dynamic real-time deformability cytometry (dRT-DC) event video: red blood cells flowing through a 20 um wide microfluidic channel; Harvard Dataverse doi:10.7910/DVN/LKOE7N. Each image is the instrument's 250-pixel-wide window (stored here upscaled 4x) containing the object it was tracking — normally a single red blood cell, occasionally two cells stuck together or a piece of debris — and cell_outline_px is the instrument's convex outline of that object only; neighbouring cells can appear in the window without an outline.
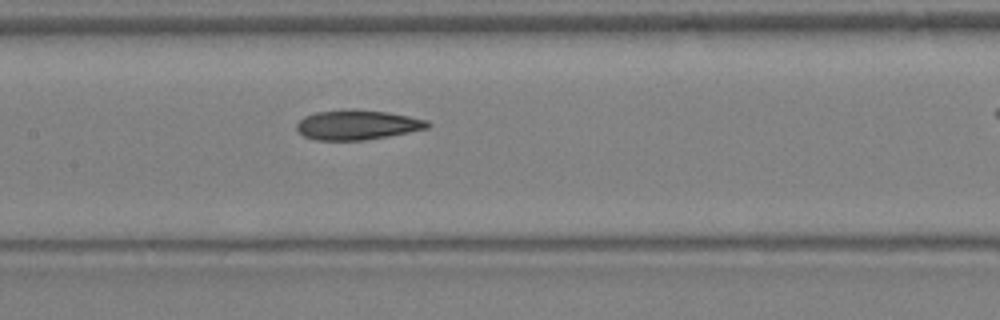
{"species": "Egyptian fruit bat (a non-hibernating species)", "species_latin": "Rousettus aegyptiacus", "temperature_condition": "warm", "stored_images_in_passage": 17, "camera_frame_rate_fps": 3000, "um_per_image_px": 0.085, "animal": {"sex": "female"}, "frame": {"image": 1, "passage_image": 6, "time_ms": 1.667, "image_size_px": [1000, 320], "cell_outline_px": [[432, 124], [428, 128], [388, 136], [364, 140], [316, 140], [304, 136], [296, 128], [296, 124], [304, 116], [316, 112], [348, 108], [352, 108], [388, 112], [428, 120]], "centroid_in_image_um": [30.37, 10.6], "position_along_channel_um": 177.0, "area_um2": 22.83}}
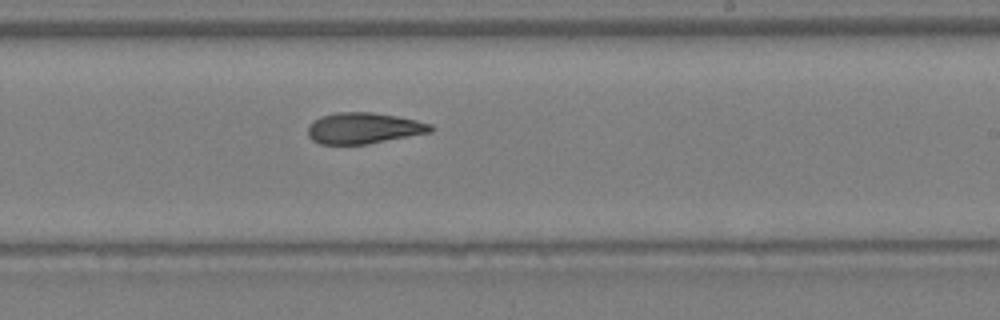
{"frame": {"image": 2, "passage_image": 10, "time_ms": 3.0, "image_size_px": [1000, 320], "cell_outline_px": [[436, 128], [432, 132], [368, 144], [320, 144], [312, 140], [308, 136], [308, 128], [312, 120], [320, 116], [336, 112], [372, 112], [396, 116], [416, 120], [432, 124]], "centroid_in_image_um": [30.92, 10.89], "position_along_channel_um": 258.1, "area_um2": 22.43}}
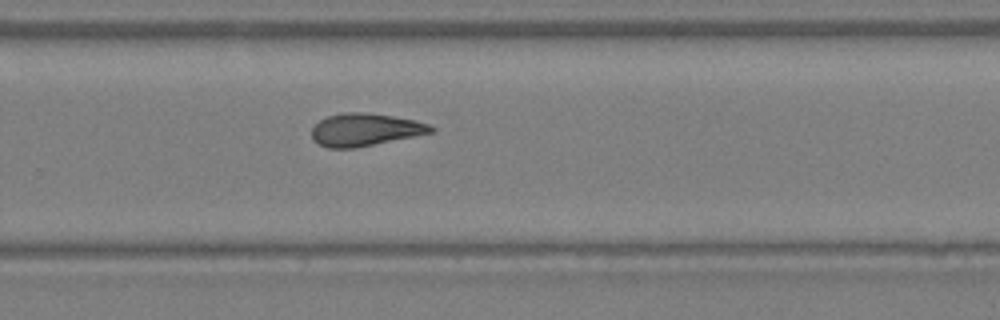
{"frame": {"image": 3, "passage_image": 12, "time_ms": 3.667, "image_size_px": [1000, 320], "cell_outline_px": [[436, 128], [432, 132], [356, 148], [328, 148], [312, 140], [312, 128], [320, 120], [328, 116], [344, 112], [364, 112], [392, 116], [416, 120], [428, 124]], "centroid_in_image_um": [31.01, 11.02], "position_along_channel_um": 298.8, "area_um2": 22.48}}